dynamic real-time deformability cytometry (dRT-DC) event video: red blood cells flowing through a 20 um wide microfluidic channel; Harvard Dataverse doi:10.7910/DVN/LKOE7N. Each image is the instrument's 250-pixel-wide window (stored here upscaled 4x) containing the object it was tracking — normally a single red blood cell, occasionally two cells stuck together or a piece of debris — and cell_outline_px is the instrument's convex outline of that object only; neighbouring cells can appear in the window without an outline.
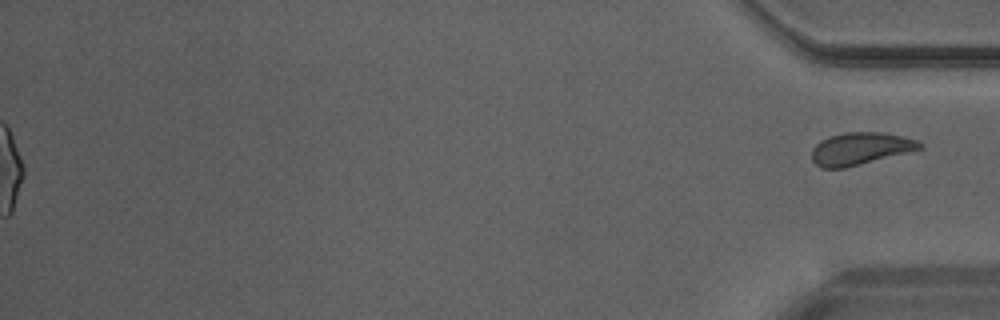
{"species": "Egyptian fruit bat (a non-hibernating species)", "species_latin": "Rousettus aegyptiacus", "temperature_condition": "warm", "stored_images_in_passage": 33, "segment_of_instrument_passage": [2, 2], "camera_frame_rate_fps": 3000, "um_per_image_px": 0.085, "animal": {"sex": "male"}, "frame": {"image": 1, "passage_image": 33, "time_ms": 10.667, "image_size_px": [1000, 320], "cell_outline_px": [[924, 148], [844, 168], [820, 168], [812, 160], [812, 148], [820, 140], [828, 136], [844, 132], [884, 132], [916, 140], [924, 144]], "centroid_in_image_um": [73.1, 12.62], "position_along_channel_um": 362.1, "area_um2": 20.35}}